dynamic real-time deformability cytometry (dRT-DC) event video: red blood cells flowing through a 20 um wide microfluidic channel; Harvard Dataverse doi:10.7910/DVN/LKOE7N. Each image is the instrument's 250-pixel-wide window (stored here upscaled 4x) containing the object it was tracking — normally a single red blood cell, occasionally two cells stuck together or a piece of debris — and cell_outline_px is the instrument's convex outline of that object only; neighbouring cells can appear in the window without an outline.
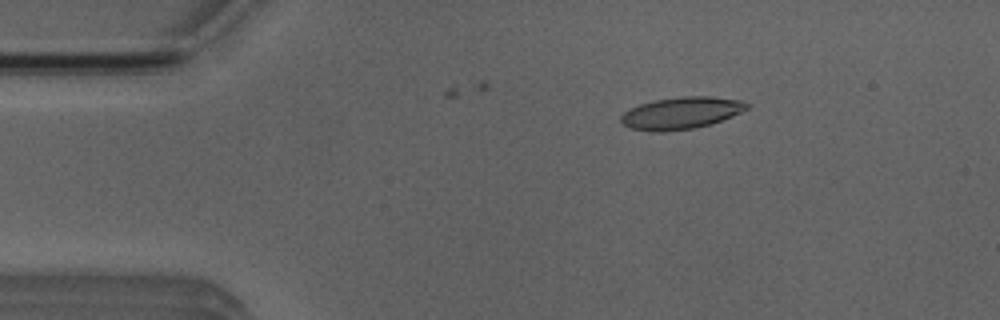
{"species": "Egyptian fruit bat (a non-hibernating species)", "species_latin": "Rousettus aegyptiacus", "temperature_condition": "room temperature", "stored_images_in_passage": 7, "camera_frame_rate_fps": 3000, "um_per_image_px": 0.085, "animal": {"sex": "male"}, "frame": {"image": 1, "passage_image": 1, "time_ms": 0.0, "image_size_px": [1000, 320], "cell_outline_px": [[748, 108], [732, 116], [708, 124], [692, 128], [660, 132], [652, 132], [632, 128], [624, 124], [620, 120], [620, 116], [624, 112], [640, 104], [656, 100], [680, 96], [712, 96], [740, 100], [748, 104]], "centroid_in_image_um": [57.88, 9.6], "position_along_channel_um": 27.1, "area_um2": 23.12}}